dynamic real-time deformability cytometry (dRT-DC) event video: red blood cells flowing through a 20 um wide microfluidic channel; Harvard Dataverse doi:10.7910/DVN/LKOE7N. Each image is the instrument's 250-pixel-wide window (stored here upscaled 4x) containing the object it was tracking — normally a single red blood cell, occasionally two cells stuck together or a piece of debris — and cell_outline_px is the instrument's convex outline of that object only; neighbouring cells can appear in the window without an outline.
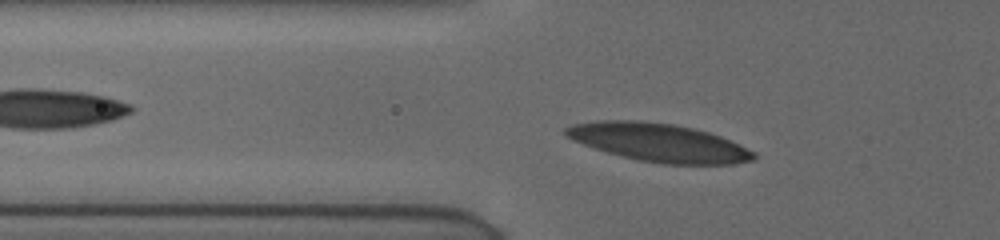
{"species": "human", "species_latin": "Homo sapiens", "temperature_condition": "cold", "stored_images_in_passage": 35, "camera_frame_rate_fps": 3000, "um_per_image_px": 0.085, "donor": {"sex": "female"}, "frame": {"image": 1, "passage_image": 3, "time_ms": 0.667, "image_size_px": [1000, 240], "cell_outline_px": [[756, 156], [752, 160], [732, 164], [660, 164], [640, 160], [608, 152], [572, 140], [564, 132], [564, 128], [572, 124], [596, 120], [640, 120], [672, 124], [692, 128], [708, 132], [720, 136], [740, 144], [756, 152]], "centroid_in_image_um": [56.01, 12.11], "position_along_channel_um": 69.8, "area_um2": 41.62}}
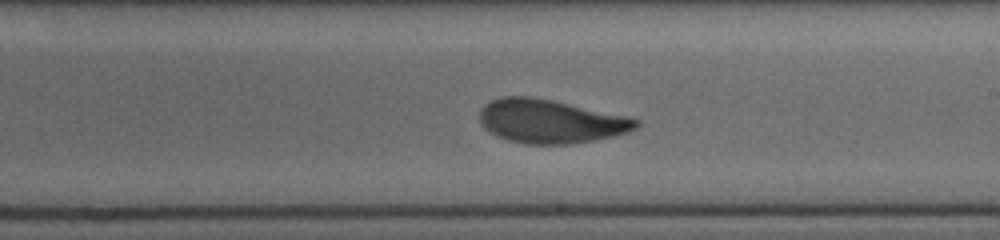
{"frame": {"image": 2, "passage_image": 17, "time_ms": 5.333, "image_size_px": [1000, 240], "cell_outline_px": [[640, 124], [636, 128], [628, 132], [612, 136], [572, 144], [524, 144], [508, 140], [496, 136], [484, 128], [480, 120], [480, 112], [484, 104], [492, 100], [504, 96], [528, 96], [552, 100], [628, 116], [640, 120]], "centroid_in_image_um": [46.79, 10.31], "position_along_channel_um": 242.2, "area_um2": 39.77}}
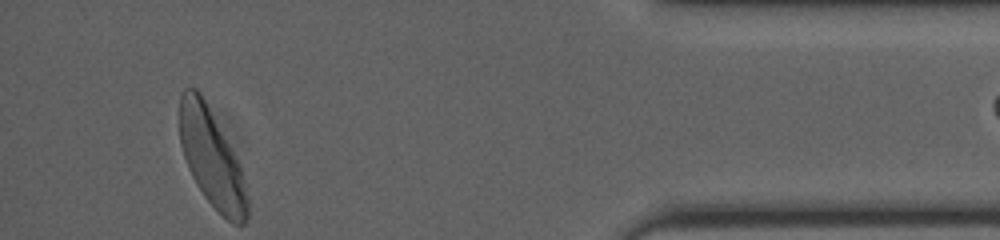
{"frame": {"image": 3, "passage_image": 34, "time_ms": 11.0, "image_size_px": [1000, 240], "cell_outline_px": [[248, 216], [244, 224], [232, 224], [204, 196], [192, 176], [188, 168], [180, 144], [180, 96], [184, 88], [196, 88], [200, 92], [240, 164], [248, 200]], "centroid_in_image_um": [17.99, 13.45], "position_along_channel_um": 417.2, "area_um2": 37.97}}